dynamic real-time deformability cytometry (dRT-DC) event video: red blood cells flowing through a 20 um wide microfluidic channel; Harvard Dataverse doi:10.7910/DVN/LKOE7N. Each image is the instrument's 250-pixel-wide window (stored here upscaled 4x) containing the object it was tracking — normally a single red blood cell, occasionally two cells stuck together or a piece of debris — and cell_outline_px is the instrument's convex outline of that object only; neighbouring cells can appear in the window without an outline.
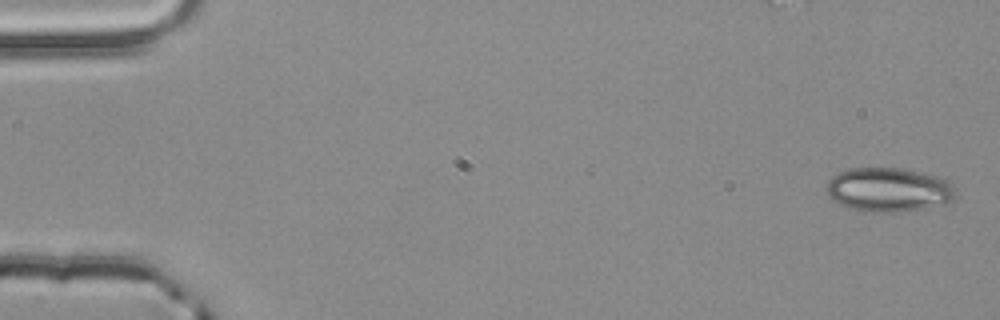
{"species": "common noctule bat (a hibernating species)", "species_latin": "Nyctalus noctula", "temperature_condition": "room temperature", "stored_images_in_passage": 5, "camera_frame_rate_fps": 3000, "um_per_image_px": 0.085, "animal": {"sex": "male", "body_mass_g": 20.4}, "frame": {"image": 1, "passage_image": 1, "time_ms": 0.0, "image_size_px": [1000, 320], "cell_outline_px": [[956, 196], [952, 200], [944, 204], [924, 208], [900, 212], [864, 212], [848, 208], [832, 200], [828, 196], [824, 188], [828, 180], [832, 176], [848, 168], [900, 168], [936, 176], [948, 180], [956, 188]], "centroid_in_image_um": [75.5, 16.14], "position_along_channel_um": 9.5, "area_um2": 33.58}}